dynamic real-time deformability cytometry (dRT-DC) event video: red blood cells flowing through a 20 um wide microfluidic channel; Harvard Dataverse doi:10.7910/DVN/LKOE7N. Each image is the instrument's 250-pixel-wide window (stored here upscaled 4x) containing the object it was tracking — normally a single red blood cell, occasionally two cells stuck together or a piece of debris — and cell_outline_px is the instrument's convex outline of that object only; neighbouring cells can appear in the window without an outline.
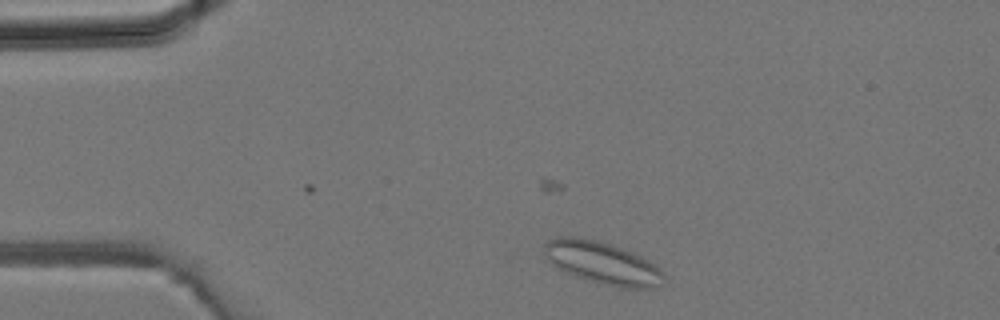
{"species": "common noctule bat (a hibernating species)", "species_latin": "Nyctalus noctula", "temperature_condition": "room temperature", "stored_images_in_passage": 27, "camera_frame_rate_fps": 3000, "um_per_image_px": 0.085, "animal": {"sex": "male", "body_mass_g": 19.2, "forearm_length_mm": 51.8}, "frame": {"image": 1, "passage_image": 1, "time_ms": 0.0, "image_size_px": [1000, 320], "cell_outline_px": [[664, 276], [660, 284], [648, 288], [620, 288], [588, 280], [556, 268], [548, 260], [544, 252], [544, 244], [548, 240], [556, 236], [576, 236], [596, 240], [620, 248], [640, 256], [648, 260], [664, 272]], "centroid_in_image_um": [51.16, 22.33], "position_along_channel_um": 33.8, "area_um2": 29.19}}
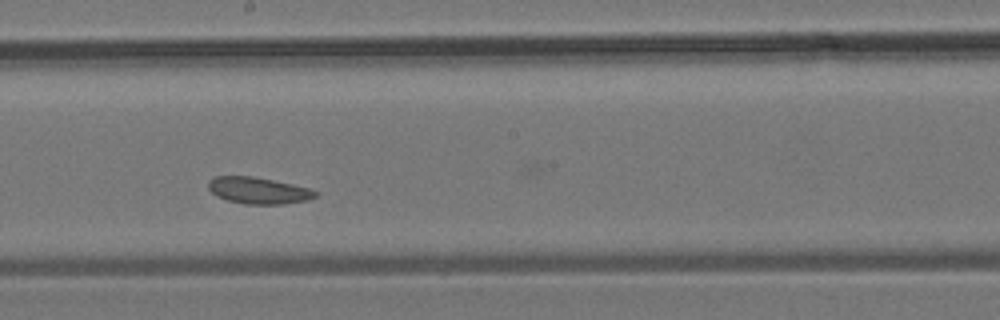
{"frame": {"image": 2, "passage_image": 15, "time_ms": 4.667, "image_size_px": [1000, 320], "cell_outline_px": [[316, 196], [308, 200], [284, 204], [244, 204], [228, 200], [216, 196], [208, 188], [208, 180], [216, 176], [252, 176], [292, 184], [308, 188], [316, 192]], "centroid_in_image_um": [21.93, 16.19], "position_along_channel_um": 226.3, "area_um2": 16.47}}
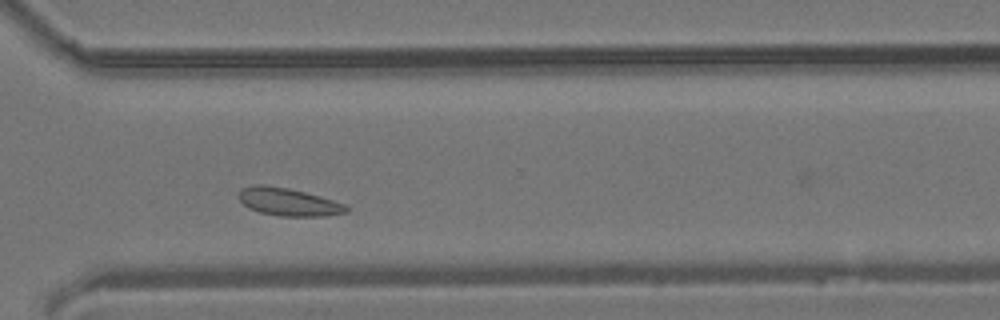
{"frame": {"image": 3, "passage_image": 22, "time_ms": 7.0, "image_size_px": [1000, 320], "cell_outline_px": [[348, 212], [324, 216], [280, 216], [260, 212], [248, 208], [240, 200], [240, 188], [252, 184], [264, 184], [288, 188], [304, 192], [332, 200], [344, 204], [348, 208]], "centroid_in_image_um": [24.48, 17.16], "position_along_channel_um": 346.1, "area_um2": 17.28}}